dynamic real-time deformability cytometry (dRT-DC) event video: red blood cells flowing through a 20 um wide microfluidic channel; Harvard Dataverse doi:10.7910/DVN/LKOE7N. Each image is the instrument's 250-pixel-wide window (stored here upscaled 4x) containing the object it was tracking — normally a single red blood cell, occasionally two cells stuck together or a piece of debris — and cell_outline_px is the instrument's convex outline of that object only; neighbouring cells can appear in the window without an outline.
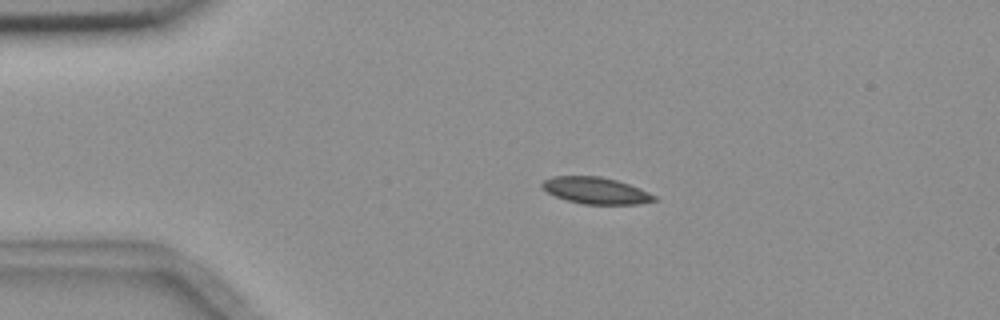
{"species": "common noctule bat (a hibernating species)", "species_latin": "Nyctalus noctula", "temperature_condition": "room temperature", "stored_images_in_passage": 3, "camera_frame_rate_fps": 3000, "um_per_image_px": 0.085, "animal": {"sex": "female", "body_mass_g": 18.4}, "frame": {"image": 1, "passage_image": 2, "time_ms": 1.0, "image_size_px": [1000, 320], "cell_outline_px": [[660, 200], [640, 204], [584, 204], [568, 200], [556, 196], [540, 188], [540, 184], [544, 180], [552, 176], [600, 176], [616, 180], [640, 188], [656, 196]], "centroid_in_image_um": [50.66, 16.2], "position_along_channel_um": 34.3, "area_um2": 17.46}}